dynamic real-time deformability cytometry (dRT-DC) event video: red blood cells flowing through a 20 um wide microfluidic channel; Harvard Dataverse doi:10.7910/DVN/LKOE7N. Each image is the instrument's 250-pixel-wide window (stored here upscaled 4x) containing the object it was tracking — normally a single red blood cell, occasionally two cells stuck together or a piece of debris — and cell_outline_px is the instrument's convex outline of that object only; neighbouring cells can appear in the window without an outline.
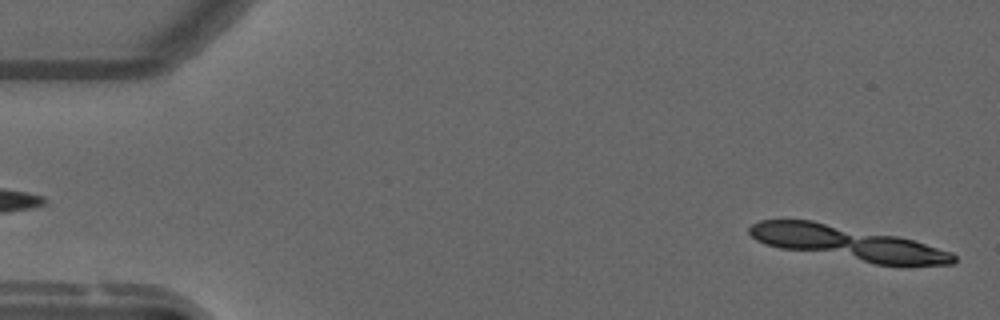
{"species": "common noctule bat (a hibernating species)", "species_latin": "Nyctalus noctula", "temperature_condition": "warm", "stored_images_in_passage": 6, "camera_frame_rate_fps": 3000, "um_per_image_px": 0.085, "animal": {"sex": "male", "forearm_length_mm": 52.5}, "frame": {"image": 1, "passage_image": 1, "time_ms": 0.0, "image_size_px": [1000, 320], "cell_outline_px": [[956, 260], [952, 264], [876, 264], [780, 248], [764, 244], [756, 240], [748, 232], [748, 228], [752, 224], [760, 220], [812, 220], [896, 236], [912, 240], [952, 252], [956, 256]], "centroid_in_image_um": [71.98, 20.65], "position_along_channel_um": 13.0, "area_um2": 39.82}}